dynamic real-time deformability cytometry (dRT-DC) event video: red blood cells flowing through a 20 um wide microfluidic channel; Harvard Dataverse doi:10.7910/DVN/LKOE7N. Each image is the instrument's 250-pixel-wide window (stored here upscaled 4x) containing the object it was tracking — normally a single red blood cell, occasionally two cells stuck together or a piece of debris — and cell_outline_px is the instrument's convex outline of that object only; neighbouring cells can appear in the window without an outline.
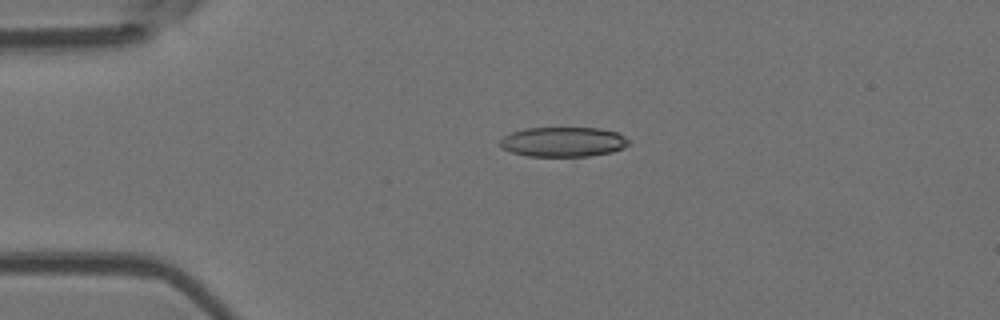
{"species": "Egyptian fruit bat (a non-hibernating species)", "species_latin": "Rousettus aegyptiacus", "temperature_condition": "room temperature", "stored_images_in_passage": 54, "camera_frame_rate_fps": 3000, "um_per_image_px": 0.085, "animal": {"sex": "female"}, "frame": {"image": 1, "passage_image": 12, "time_ms": 3.667, "image_size_px": [1000, 320], "cell_outline_px": [[628, 144], [624, 148], [612, 152], [588, 156], [528, 156], [512, 152], [500, 148], [500, 140], [504, 136], [512, 132], [524, 128], [600, 128], [616, 132], [624, 136], [628, 140]], "centroid_in_image_um": [47.86, 12.06], "position_along_channel_um": 37.1, "area_um2": 22.31}}
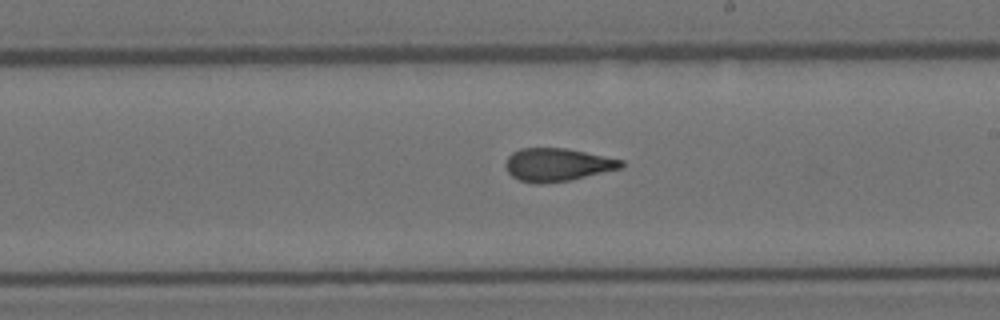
{"frame": {"image": 2, "passage_image": 31, "time_ms": 10.0, "image_size_px": [1000, 320], "cell_outline_px": [[624, 168], [568, 180], [540, 184], [536, 184], [520, 180], [512, 176], [508, 172], [504, 164], [508, 156], [512, 152], [520, 148], [564, 148], [624, 160]], "centroid_in_image_um": [47.36, 14.0], "position_along_channel_um": 241.6, "area_um2": 22.2}}
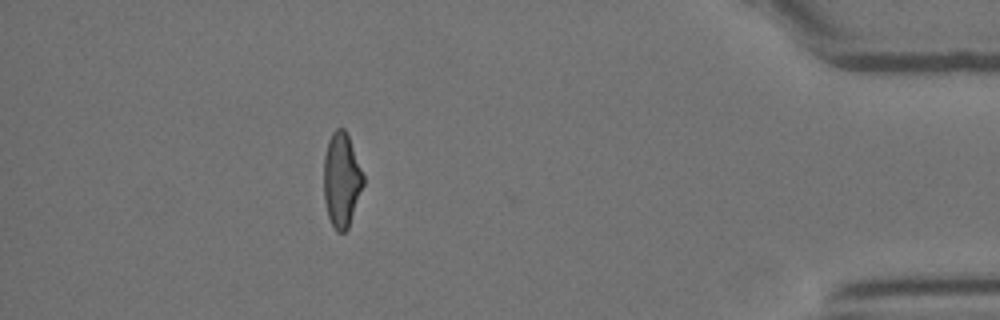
{"frame": {"image": 3, "passage_image": 48, "time_ms": 15.667, "image_size_px": [1000, 320], "cell_outline_px": [[364, 184], [348, 228], [344, 232], [336, 232], [328, 216], [324, 200], [324, 156], [328, 140], [332, 132], [336, 128], [344, 128], [348, 136], [364, 176]], "centroid_in_image_um": [29.02, 15.3], "position_along_channel_um": 406.2, "area_um2": 21.62}, "authors_computed_cell_mechanics": {"area_um2": 22.6287, "velocity_mm_per_s": 3.7768, "shape_relaxation_time_tau1_ms": null, "shape_relaxation_time_tau2_ms": 2.1942, "deformation_change_tau1": null, "deformation_change_tau2": 0.1118}}